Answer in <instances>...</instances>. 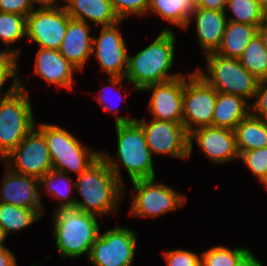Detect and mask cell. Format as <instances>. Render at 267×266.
<instances>
[{
  "instance_id": "obj_1",
  "label": "cell",
  "mask_w": 267,
  "mask_h": 266,
  "mask_svg": "<svg viewBox=\"0 0 267 266\" xmlns=\"http://www.w3.org/2000/svg\"><path fill=\"white\" fill-rule=\"evenodd\" d=\"M124 187L100 156L77 176L74 189L82 197L75 198V206L95 216H114L119 210L121 199L126 195Z\"/></svg>"
},
{
  "instance_id": "obj_2",
  "label": "cell",
  "mask_w": 267,
  "mask_h": 266,
  "mask_svg": "<svg viewBox=\"0 0 267 266\" xmlns=\"http://www.w3.org/2000/svg\"><path fill=\"white\" fill-rule=\"evenodd\" d=\"M175 35L164 29L155 40L136 55L128 56L124 78L132 89L140 92L150 84L163 83L181 77L182 73H169L175 60Z\"/></svg>"
},
{
  "instance_id": "obj_3",
  "label": "cell",
  "mask_w": 267,
  "mask_h": 266,
  "mask_svg": "<svg viewBox=\"0 0 267 266\" xmlns=\"http://www.w3.org/2000/svg\"><path fill=\"white\" fill-rule=\"evenodd\" d=\"M52 217L56 249L63 259L86 254L100 234L98 216L84 212L80 207L60 206Z\"/></svg>"
},
{
  "instance_id": "obj_4",
  "label": "cell",
  "mask_w": 267,
  "mask_h": 266,
  "mask_svg": "<svg viewBox=\"0 0 267 266\" xmlns=\"http://www.w3.org/2000/svg\"><path fill=\"white\" fill-rule=\"evenodd\" d=\"M115 131L117 138L115 157L102 150L101 156L120 182L124 185L119 164L124 166L123 168L127 171L131 181L155 178L153 157L140 124L136 120L128 123H118L115 124Z\"/></svg>"
},
{
  "instance_id": "obj_5",
  "label": "cell",
  "mask_w": 267,
  "mask_h": 266,
  "mask_svg": "<svg viewBox=\"0 0 267 266\" xmlns=\"http://www.w3.org/2000/svg\"><path fill=\"white\" fill-rule=\"evenodd\" d=\"M19 78V88L0 99V160L8 156L35 127L29 90Z\"/></svg>"
},
{
  "instance_id": "obj_6",
  "label": "cell",
  "mask_w": 267,
  "mask_h": 266,
  "mask_svg": "<svg viewBox=\"0 0 267 266\" xmlns=\"http://www.w3.org/2000/svg\"><path fill=\"white\" fill-rule=\"evenodd\" d=\"M35 126L45 137L53 170L79 176L101 156V151L84 146L75 135L60 126L48 123Z\"/></svg>"
},
{
  "instance_id": "obj_7",
  "label": "cell",
  "mask_w": 267,
  "mask_h": 266,
  "mask_svg": "<svg viewBox=\"0 0 267 266\" xmlns=\"http://www.w3.org/2000/svg\"><path fill=\"white\" fill-rule=\"evenodd\" d=\"M205 57L206 72L199 68L195 71L217 92L240 96L247 101L254 98L260 80L248 72L238 59L215 52Z\"/></svg>"
},
{
  "instance_id": "obj_8",
  "label": "cell",
  "mask_w": 267,
  "mask_h": 266,
  "mask_svg": "<svg viewBox=\"0 0 267 266\" xmlns=\"http://www.w3.org/2000/svg\"><path fill=\"white\" fill-rule=\"evenodd\" d=\"M135 195L132 197L130 215L155 218L176 211L186 204V196L155 178L131 181Z\"/></svg>"
},
{
  "instance_id": "obj_9",
  "label": "cell",
  "mask_w": 267,
  "mask_h": 266,
  "mask_svg": "<svg viewBox=\"0 0 267 266\" xmlns=\"http://www.w3.org/2000/svg\"><path fill=\"white\" fill-rule=\"evenodd\" d=\"M137 233L128 227L116 226L97 237L88 260L92 266H132L137 247Z\"/></svg>"
},
{
  "instance_id": "obj_10",
  "label": "cell",
  "mask_w": 267,
  "mask_h": 266,
  "mask_svg": "<svg viewBox=\"0 0 267 266\" xmlns=\"http://www.w3.org/2000/svg\"><path fill=\"white\" fill-rule=\"evenodd\" d=\"M184 75L183 90V125L187 132L212 126L217 91L210 86L196 71ZM195 126V127H194Z\"/></svg>"
},
{
  "instance_id": "obj_11",
  "label": "cell",
  "mask_w": 267,
  "mask_h": 266,
  "mask_svg": "<svg viewBox=\"0 0 267 266\" xmlns=\"http://www.w3.org/2000/svg\"><path fill=\"white\" fill-rule=\"evenodd\" d=\"M11 171L36 178L53 170L43 133L35 126L20 144L3 160Z\"/></svg>"
},
{
  "instance_id": "obj_12",
  "label": "cell",
  "mask_w": 267,
  "mask_h": 266,
  "mask_svg": "<svg viewBox=\"0 0 267 266\" xmlns=\"http://www.w3.org/2000/svg\"><path fill=\"white\" fill-rule=\"evenodd\" d=\"M143 129L146 143L153 155H168L179 159H188L189 133L183 123H173L151 119L136 118Z\"/></svg>"
},
{
  "instance_id": "obj_13",
  "label": "cell",
  "mask_w": 267,
  "mask_h": 266,
  "mask_svg": "<svg viewBox=\"0 0 267 266\" xmlns=\"http://www.w3.org/2000/svg\"><path fill=\"white\" fill-rule=\"evenodd\" d=\"M70 19L65 7L36 8L27 16L26 38L40 48L59 50Z\"/></svg>"
},
{
  "instance_id": "obj_14",
  "label": "cell",
  "mask_w": 267,
  "mask_h": 266,
  "mask_svg": "<svg viewBox=\"0 0 267 266\" xmlns=\"http://www.w3.org/2000/svg\"><path fill=\"white\" fill-rule=\"evenodd\" d=\"M116 23L101 27L99 35H93L92 55L99 63L101 72L109 77H124L128 65V49L123 34Z\"/></svg>"
},
{
  "instance_id": "obj_15",
  "label": "cell",
  "mask_w": 267,
  "mask_h": 266,
  "mask_svg": "<svg viewBox=\"0 0 267 266\" xmlns=\"http://www.w3.org/2000/svg\"><path fill=\"white\" fill-rule=\"evenodd\" d=\"M193 141L204 152L205 156L215 164L227 163L239 159L234 130L205 126L189 133V155H192Z\"/></svg>"
},
{
  "instance_id": "obj_16",
  "label": "cell",
  "mask_w": 267,
  "mask_h": 266,
  "mask_svg": "<svg viewBox=\"0 0 267 266\" xmlns=\"http://www.w3.org/2000/svg\"><path fill=\"white\" fill-rule=\"evenodd\" d=\"M183 90L184 75L167 82L144 87L140 92L149 91L152 93L148 104V111L153 115L151 119L182 123Z\"/></svg>"
},
{
  "instance_id": "obj_17",
  "label": "cell",
  "mask_w": 267,
  "mask_h": 266,
  "mask_svg": "<svg viewBox=\"0 0 267 266\" xmlns=\"http://www.w3.org/2000/svg\"><path fill=\"white\" fill-rule=\"evenodd\" d=\"M6 168L0 188V202L27 209H44L39 178L18 174Z\"/></svg>"
},
{
  "instance_id": "obj_18",
  "label": "cell",
  "mask_w": 267,
  "mask_h": 266,
  "mask_svg": "<svg viewBox=\"0 0 267 266\" xmlns=\"http://www.w3.org/2000/svg\"><path fill=\"white\" fill-rule=\"evenodd\" d=\"M91 25L70 19L59 52L78 70L83 71L92 55Z\"/></svg>"
},
{
  "instance_id": "obj_19",
  "label": "cell",
  "mask_w": 267,
  "mask_h": 266,
  "mask_svg": "<svg viewBox=\"0 0 267 266\" xmlns=\"http://www.w3.org/2000/svg\"><path fill=\"white\" fill-rule=\"evenodd\" d=\"M35 74L52 86L73 89L77 69L55 49L39 48L35 59Z\"/></svg>"
},
{
  "instance_id": "obj_20",
  "label": "cell",
  "mask_w": 267,
  "mask_h": 266,
  "mask_svg": "<svg viewBox=\"0 0 267 266\" xmlns=\"http://www.w3.org/2000/svg\"><path fill=\"white\" fill-rule=\"evenodd\" d=\"M192 18H195V31L199 46L203 53H205L204 55L215 52L226 29L228 22L227 14L224 11L197 7L189 18L185 30L191 24Z\"/></svg>"
},
{
  "instance_id": "obj_21",
  "label": "cell",
  "mask_w": 267,
  "mask_h": 266,
  "mask_svg": "<svg viewBox=\"0 0 267 266\" xmlns=\"http://www.w3.org/2000/svg\"><path fill=\"white\" fill-rule=\"evenodd\" d=\"M67 14L75 20L99 27L119 23L121 19L114 11L110 0H65Z\"/></svg>"
},
{
  "instance_id": "obj_22",
  "label": "cell",
  "mask_w": 267,
  "mask_h": 266,
  "mask_svg": "<svg viewBox=\"0 0 267 266\" xmlns=\"http://www.w3.org/2000/svg\"><path fill=\"white\" fill-rule=\"evenodd\" d=\"M246 99L217 92L212 126L234 130L236 125L250 114V104Z\"/></svg>"
},
{
  "instance_id": "obj_23",
  "label": "cell",
  "mask_w": 267,
  "mask_h": 266,
  "mask_svg": "<svg viewBox=\"0 0 267 266\" xmlns=\"http://www.w3.org/2000/svg\"><path fill=\"white\" fill-rule=\"evenodd\" d=\"M256 25L228 21L218 49L223 57L239 59L250 40L258 34Z\"/></svg>"
},
{
  "instance_id": "obj_24",
  "label": "cell",
  "mask_w": 267,
  "mask_h": 266,
  "mask_svg": "<svg viewBox=\"0 0 267 266\" xmlns=\"http://www.w3.org/2000/svg\"><path fill=\"white\" fill-rule=\"evenodd\" d=\"M196 8L195 0H149L147 13L185 29Z\"/></svg>"
},
{
  "instance_id": "obj_25",
  "label": "cell",
  "mask_w": 267,
  "mask_h": 266,
  "mask_svg": "<svg viewBox=\"0 0 267 266\" xmlns=\"http://www.w3.org/2000/svg\"><path fill=\"white\" fill-rule=\"evenodd\" d=\"M239 154L267 147V121L249 114L234 129Z\"/></svg>"
},
{
  "instance_id": "obj_26",
  "label": "cell",
  "mask_w": 267,
  "mask_h": 266,
  "mask_svg": "<svg viewBox=\"0 0 267 266\" xmlns=\"http://www.w3.org/2000/svg\"><path fill=\"white\" fill-rule=\"evenodd\" d=\"M44 209H27L0 202V226L5 236L17 233L40 220Z\"/></svg>"
},
{
  "instance_id": "obj_27",
  "label": "cell",
  "mask_w": 267,
  "mask_h": 266,
  "mask_svg": "<svg viewBox=\"0 0 267 266\" xmlns=\"http://www.w3.org/2000/svg\"><path fill=\"white\" fill-rule=\"evenodd\" d=\"M39 186L40 188L44 186L43 190H46V193L60 200L58 207L75 205L76 196L70 195L75 188V182L72 183L66 173L51 170L39 178Z\"/></svg>"
},
{
  "instance_id": "obj_28",
  "label": "cell",
  "mask_w": 267,
  "mask_h": 266,
  "mask_svg": "<svg viewBox=\"0 0 267 266\" xmlns=\"http://www.w3.org/2000/svg\"><path fill=\"white\" fill-rule=\"evenodd\" d=\"M27 17L15 13L0 12V41L7 49L19 58L20 48L10 45L26 37Z\"/></svg>"
},
{
  "instance_id": "obj_29",
  "label": "cell",
  "mask_w": 267,
  "mask_h": 266,
  "mask_svg": "<svg viewBox=\"0 0 267 266\" xmlns=\"http://www.w3.org/2000/svg\"><path fill=\"white\" fill-rule=\"evenodd\" d=\"M238 60L259 80L267 79V51L258 34L250 40Z\"/></svg>"
},
{
  "instance_id": "obj_30",
  "label": "cell",
  "mask_w": 267,
  "mask_h": 266,
  "mask_svg": "<svg viewBox=\"0 0 267 266\" xmlns=\"http://www.w3.org/2000/svg\"><path fill=\"white\" fill-rule=\"evenodd\" d=\"M232 12L228 21L259 27L264 22V8L256 0H227L226 9ZM230 17V18H229Z\"/></svg>"
},
{
  "instance_id": "obj_31",
  "label": "cell",
  "mask_w": 267,
  "mask_h": 266,
  "mask_svg": "<svg viewBox=\"0 0 267 266\" xmlns=\"http://www.w3.org/2000/svg\"><path fill=\"white\" fill-rule=\"evenodd\" d=\"M249 250L246 247L229 249L225 246H215L201 253V266H234Z\"/></svg>"
},
{
  "instance_id": "obj_32",
  "label": "cell",
  "mask_w": 267,
  "mask_h": 266,
  "mask_svg": "<svg viewBox=\"0 0 267 266\" xmlns=\"http://www.w3.org/2000/svg\"><path fill=\"white\" fill-rule=\"evenodd\" d=\"M106 80L108 81V83H109L108 85L109 86L107 85L104 88H102L103 89V90H101L102 92L100 91L98 93L100 95V97L99 96H98V98L96 97V100L101 105H103V109L104 110H106L107 112H111V110H112L113 116L116 115L115 124L128 123V122H132V121L136 120V118H130L128 116L126 117V116H123V115L122 116L121 115H117L116 114L117 113L116 110H114L113 108H115V109L118 108V105H115V103H113V101H114V100H112L113 97H111L110 94H109L110 91H114L113 95L116 96L117 99H118V97H117L118 94L117 93H119V96H122L121 92H119L120 90L118 89V87L122 83V80H126V79L124 77H108V78H106ZM107 102L114 104V107H113L112 104H108ZM116 103H118V102H116Z\"/></svg>"
},
{
  "instance_id": "obj_33",
  "label": "cell",
  "mask_w": 267,
  "mask_h": 266,
  "mask_svg": "<svg viewBox=\"0 0 267 266\" xmlns=\"http://www.w3.org/2000/svg\"><path fill=\"white\" fill-rule=\"evenodd\" d=\"M239 159L245 163L260 183L267 177V147L241 152Z\"/></svg>"
},
{
  "instance_id": "obj_34",
  "label": "cell",
  "mask_w": 267,
  "mask_h": 266,
  "mask_svg": "<svg viewBox=\"0 0 267 266\" xmlns=\"http://www.w3.org/2000/svg\"><path fill=\"white\" fill-rule=\"evenodd\" d=\"M118 17L123 19L130 15L143 16L147 13L149 0H110Z\"/></svg>"
},
{
  "instance_id": "obj_35",
  "label": "cell",
  "mask_w": 267,
  "mask_h": 266,
  "mask_svg": "<svg viewBox=\"0 0 267 266\" xmlns=\"http://www.w3.org/2000/svg\"><path fill=\"white\" fill-rule=\"evenodd\" d=\"M167 266H201V255L186 249L163 252Z\"/></svg>"
},
{
  "instance_id": "obj_36",
  "label": "cell",
  "mask_w": 267,
  "mask_h": 266,
  "mask_svg": "<svg viewBox=\"0 0 267 266\" xmlns=\"http://www.w3.org/2000/svg\"><path fill=\"white\" fill-rule=\"evenodd\" d=\"M18 60H0V99L6 97L19 88ZM13 78L12 85L2 92V87L8 79Z\"/></svg>"
},
{
  "instance_id": "obj_37",
  "label": "cell",
  "mask_w": 267,
  "mask_h": 266,
  "mask_svg": "<svg viewBox=\"0 0 267 266\" xmlns=\"http://www.w3.org/2000/svg\"><path fill=\"white\" fill-rule=\"evenodd\" d=\"M254 101L250 106V114L267 121V79L259 81L254 95Z\"/></svg>"
},
{
  "instance_id": "obj_38",
  "label": "cell",
  "mask_w": 267,
  "mask_h": 266,
  "mask_svg": "<svg viewBox=\"0 0 267 266\" xmlns=\"http://www.w3.org/2000/svg\"><path fill=\"white\" fill-rule=\"evenodd\" d=\"M31 0H0V12L15 13L27 17L33 10Z\"/></svg>"
},
{
  "instance_id": "obj_39",
  "label": "cell",
  "mask_w": 267,
  "mask_h": 266,
  "mask_svg": "<svg viewBox=\"0 0 267 266\" xmlns=\"http://www.w3.org/2000/svg\"><path fill=\"white\" fill-rule=\"evenodd\" d=\"M197 7L211 10L224 11L226 9L227 0H195Z\"/></svg>"
},
{
  "instance_id": "obj_40",
  "label": "cell",
  "mask_w": 267,
  "mask_h": 266,
  "mask_svg": "<svg viewBox=\"0 0 267 266\" xmlns=\"http://www.w3.org/2000/svg\"><path fill=\"white\" fill-rule=\"evenodd\" d=\"M0 266H18L14 253L4 245L0 246Z\"/></svg>"
},
{
  "instance_id": "obj_41",
  "label": "cell",
  "mask_w": 267,
  "mask_h": 266,
  "mask_svg": "<svg viewBox=\"0 0 267 266\" xmlns=\"http://www.w3.org/2000/svg\"><path fill=\"white\" fill-rule=\"evenodd\" d=\"M234 266H263L262 262L256 258L250 249L237 261Z\"/></svg>"
},
{
  "instance_id": "obj_42",
  "label": "cell",
  "mask_w": 267,
  "mask_h": 266,
  "mask_svg": "<svg viewBox=\"0 0 267 266\" xmlns=\"http://www.w3.org/2000/svg\"><path fill=\"white\" fill-rule=\"evenodd\" d=\"M33 6L36 4H39L40 6L38 8H58V7H64V4L61 6L58 5V0H31ZM65 3V0H63Z\"/></svg>"
},
{
  "instance_id": "obj_43",
  "label": "cell",
  "mask_w": 267,
  "mask_h": 266,
  "mask_svg": "<svg viewBox=\"0 0 267 266\" xmlns=\"http://www.w3.org/2000/svg\"><path fill=\"white\" fill-rule=\"evenodd\" d=\"M258 35L260 36L266 51H267V21H264L258 28Z\"/></svg>"
},
{
  "instance_id": "obj_44",
  "label": "cell",
  "mask_w": 267,
  "mask_h": 266,
  "mask_svg": "<svg viewBox=\"0 0 267 266\" xmlns=\"http://www.w3.org/2000/svg\"><path fill=\"white\" fill-rule=\"evenodd\" d=\"M19 58L14 55L7 48L0 51V60H18Z\"/></svg>"
},
{
  "instance_id": "obj_45",
  "label": "cell",
  "mask_w": 267,
  "mask_h": 266,
  "mask_svg": "<svg viewBox=\"0 0 267 266\" xmlns=\"http://www.w3.org/2000/svg\"><path fill=\"white\" fill-rule=\"evenodd\" d=\"M5 239H6V236H5L3 230L1 229V226H0V246L4 245L3 243H4Z\"/></svg>"
},
{
  "instance_id": "obj_46",
  "label": "cell",
  "mask_w": 267,
  "mask_h": 266,
  "mask_svg": "<svg viewBox=\"0 0 267 266\" xmlns=\"http://www.w3.org/2000/svg\"><path fill=\"white\" fill-rule=\"evenodd\" d=\"M263 8L267 5V0H256Z\"/></svg>"
},
{
  "instance_id": "obj_47",
  "label": "cell",
  "mask_w": 267,
  "mask_h": 266,
  "mask_svg": "<svg viewBox=\"0 0 267 266\" xmlns=\"http://www.w3.org/2000/svg\"><path fill=\"white\" fill-rule=\"evenodd\" d=\"M264 21H267V5L264 7Z\"/></svg>"
},
{
  "instance_id": "obj_48",
  "label": "cell",
  "mask_w": 267,
  "mask_h": 266,
  "mask_svg": "<svg viewBox=\"0 0 267 266\" xmlns=\"http://www.w3.org/2000/svg\"><path fill=\"white\" fill-rule=\"evenodd\" d=\"M262 183L265 186V190L267 191V177L262 181Z\"/></svg>"
}]
</instances>
